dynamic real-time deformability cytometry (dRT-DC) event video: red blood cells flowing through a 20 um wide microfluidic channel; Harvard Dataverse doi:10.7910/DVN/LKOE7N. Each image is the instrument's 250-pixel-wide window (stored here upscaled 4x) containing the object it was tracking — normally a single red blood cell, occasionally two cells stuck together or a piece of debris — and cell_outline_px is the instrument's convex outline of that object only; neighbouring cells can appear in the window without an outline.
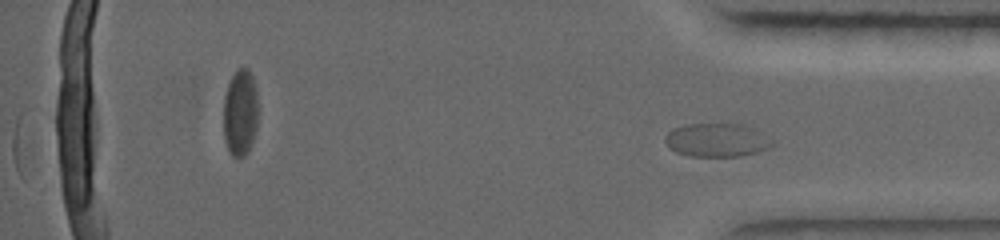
{"species": "common noctule bat (a hibernating species)", "species_latin": "Nyctalus noctula", "temperature_condition": "warm", "stored_images_in_passage": 21, "camera_frame_rate_fps": 5000, "um_per_image_px": 0.085, "animal": {"sex": "female", "body_mass_g": 19.0, "forearm_length_mm": 56.7}, "frame": {"image": 1, "passage_image": 21, "time_ms": 9.6, "image_size_px": [1000, 240], "cell_outline_px": [[772, 144], [768, 148], [756, 152], [740, 156], [688, 156], [676, 152], [668, 148], [664, 140], [664, 136], [672, 128], [684, 124], [744, 124], [752, 128], [772, 140]], "centroid_in_image_um": [60.85, 11.9], "position_along_channel_um": 374.4, "area_um2": 20.87}}